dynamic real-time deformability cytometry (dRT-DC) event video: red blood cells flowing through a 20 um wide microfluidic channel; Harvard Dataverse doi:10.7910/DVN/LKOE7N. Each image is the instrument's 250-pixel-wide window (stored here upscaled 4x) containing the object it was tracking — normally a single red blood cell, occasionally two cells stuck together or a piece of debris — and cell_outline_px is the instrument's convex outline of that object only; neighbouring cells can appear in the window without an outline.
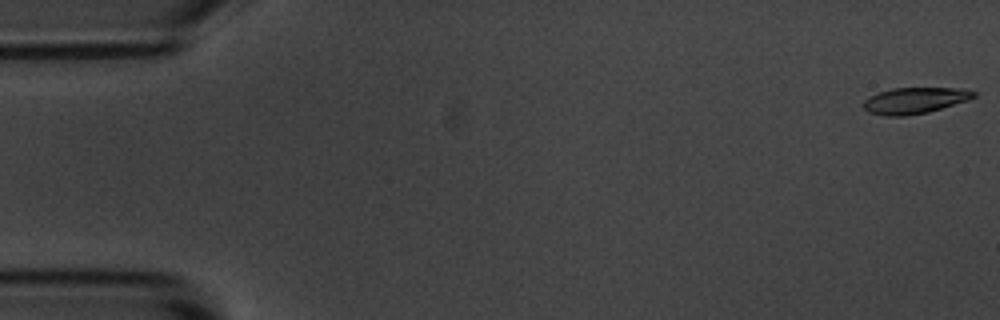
{"species": "common noctule bat (a hibernating species)", "species_latin": "Nyctalus noctula", "temperature_condition": "room temperature", "stored_images_in_passage": 5, "camera_frame_rate_fps": 3000, "um_per_image_px": 0.085, "animal": {"sex": "male", "body_mass_g": 20.1, "forearm_length_mm": 53.5}, "frame": {"image": 1, "passage_image": 1, "time_ms": 0.0, "image_size_px": [1000, 320], "cell_outline_px": [[976, 96], [968, 100], [928, 112], [904, 116], [884, 116], [868, 112], [864, 108], [864, 100], [880, 92], [892, 88], [960, 88], [976, 92]], "centroid_in_image_um": [77.76, 8.54], "position_along_channel_um": 7.2, "area_um2": 16.65}}
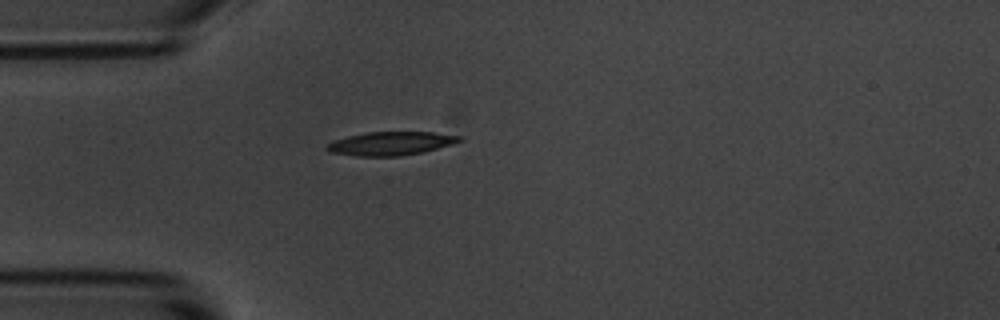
{"frame": {"image": 2, "passage_image": 5, "time_ms": 4.667, "image_size_px": [1000, 320], "cell_outline_px": [[464, 140], [452, 144], [420, 152], [400, 156], [356, 156], [332, 152], [324, 148], [328, 144], [336, 140], [348, 136], [368, 132], [432, 132], [460, 136]], "centroid_in_image_um": [33.22, 12.19], "position_along_channel_um": 51.8, "area_um2": 17.86}}